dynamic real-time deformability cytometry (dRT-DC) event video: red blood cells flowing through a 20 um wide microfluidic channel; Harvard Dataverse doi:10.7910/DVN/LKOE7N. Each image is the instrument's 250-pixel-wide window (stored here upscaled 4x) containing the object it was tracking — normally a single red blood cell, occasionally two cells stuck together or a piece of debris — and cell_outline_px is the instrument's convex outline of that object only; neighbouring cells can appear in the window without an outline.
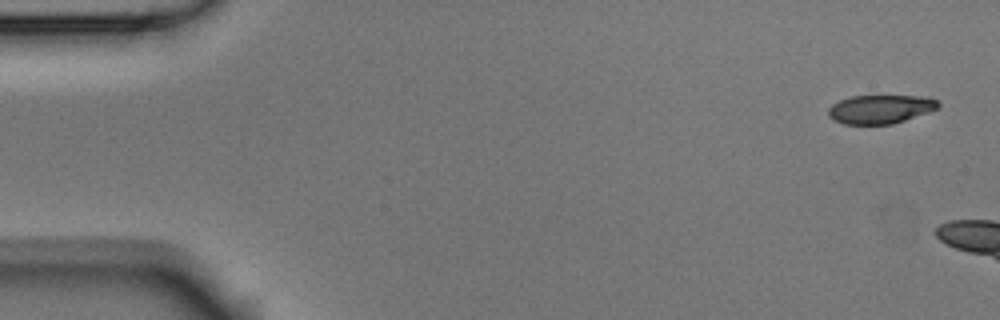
{"species": "Egyptian fruit bat (a non-hibernating species)", "species_latin": "Rousettus aegyptiacus", "temperature_condition": "room temperature", "stored_images_in_passage": 3, "camera_frame_rate_fps": 3000, "um_per_image_px": 0.085, "animal": {"sex": "male"}, "frame": {"image": 1, "passage_image": 1, "time_ms": 0.0, "image_size_px": [1000, 320], "cell_outline_px": [[940, 108], [892, 124], [844, 124], [832, 120], [828, 116], [828, 108], [832, 104], [840, 100], [852, 96], [928, 96], [936, 100], [940, 104]], "centroid_in_image_um": [74.82, 9.28], "position_along_channel_um": 10.2, "area_um2": 18.44}}